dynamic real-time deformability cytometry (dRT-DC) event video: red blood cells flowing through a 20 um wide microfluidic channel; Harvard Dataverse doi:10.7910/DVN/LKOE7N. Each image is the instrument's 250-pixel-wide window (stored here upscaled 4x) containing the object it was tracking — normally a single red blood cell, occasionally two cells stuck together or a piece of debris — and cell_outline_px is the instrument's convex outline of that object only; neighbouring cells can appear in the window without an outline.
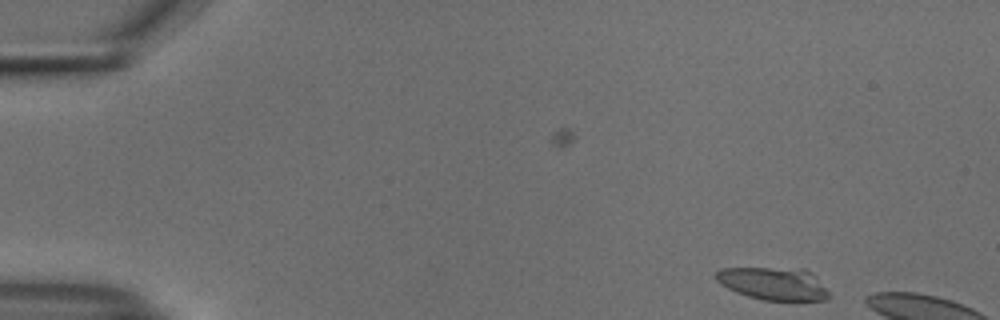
{"species": "common noctule bat (a hibernating species)", "species_latin": "Nyctalus noctula", "temperature_condition": "cold", "stored_images_in_passage": 2, "camera_frame_rate_fps": 3000, "um_per_image_px": 0.085, "animal": {"sex": "male", "body_mass_g": 18.8}, "frame": {"image": 1, "passage_image": 2, "time_ms": 0.333, "image_size_px": [1000, 320], "cell_outline_px": [[832, 296], [828, 300], [764, 300], [748, 296], [736, 292], [720, 284], [712, 276], [720, 268], [804, 268], [812, 272], [816, 276]], "centroid_in_image_um": [65.75, 24.09], "position_along_channel_um": 19.2, "area_um2": 21.79}}